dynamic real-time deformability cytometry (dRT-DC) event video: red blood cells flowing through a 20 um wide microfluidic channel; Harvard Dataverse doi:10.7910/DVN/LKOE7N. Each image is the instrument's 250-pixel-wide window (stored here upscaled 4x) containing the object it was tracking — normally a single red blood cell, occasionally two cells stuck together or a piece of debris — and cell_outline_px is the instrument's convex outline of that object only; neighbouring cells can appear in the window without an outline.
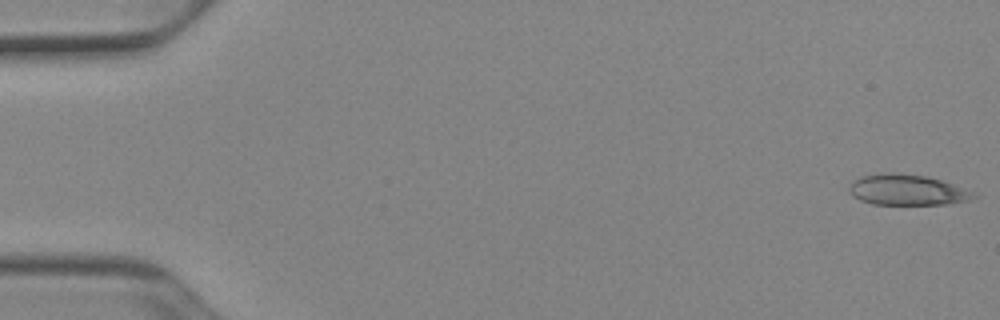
{"species": "Egyptian fruit bat (a non-hibernating species)", "species_latin": "Rousettus aegyptiacus", "temperature_condition": "cold", "stored_images_in_passage": 52, "camera_frame_rate_fps": 3000, "um_per_image_px": 0.085, "animal": {"sex": "female"}, "frame": {"image": 1, "passage_image": 1, "time_ms": 0.0, "image_size_px": [1000, 320], "cell_outline_px": [[980, 196], [972, 200], [948, 204], [872, 204], [860, 200], [852, 196], [848, 188], [852, 180], [860, 176], [880, 172], [896, 172], [924, 176], [940, 180], [952, 184], [972, 192]], "centroid_in_image_um": [77.06, 16.14], "position_along_channel_um": 7.9, "area_um2": 22.43}}
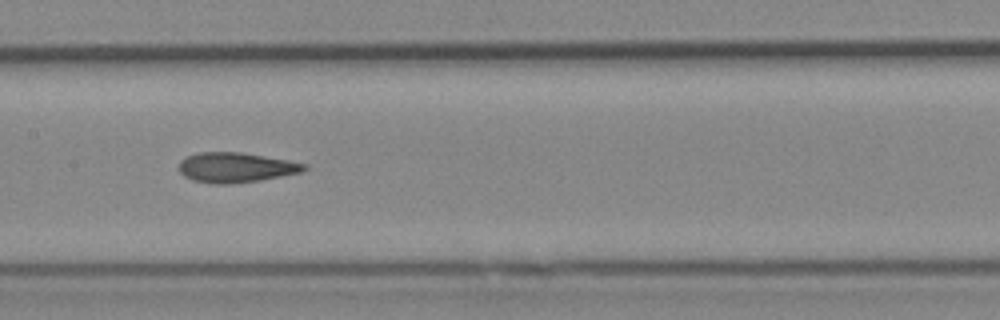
{"frame": {"image": 2, "passage_image": 26, "time_ms": 8.333, "image_size_px": [1000, 320], "cell_outline_px": [[308, 168], [304, 172], [260, 180], [228, 184], [212, 184], [192, 180], [184, 176], [180, 172], [180, 160], [184, 156], [196, 152], [240, 152], [288, 160], [308, 164]], "centroid_in_image_um": [20.05, 14.23], "position_along_channel_um": 187.4, "area_um2": 22.08}}
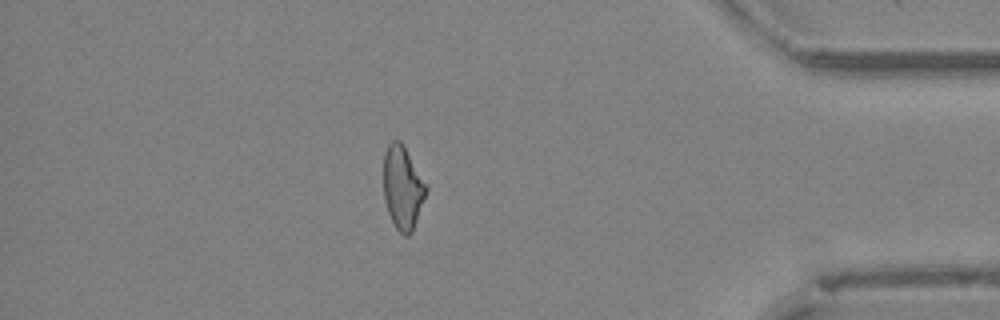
{"frame": {"image": 3, "passage_image": 45, "time_ms": 14.667, "image_size_px": [1000, 320], "cell_outline_px": [[428, 188], [412, 232], [408, 236], [404, 236], [396, 228], [388, 212], [384, 200], [384, 152], [388, 144], [392, 140], [400, 140], [404, 144], [428, 184]], "centroid_in_image_um": [34.24, 15.9], "position_along_channel_um": 401.0, "area_um2": 20.92}, "authors_computed_cell_mechanics": {"area_um2": 21.9062, "velocity_mm_per_s": 3.9353, "shape_relaxation_time_tau1_ms": null, "shape_relaxation_time_tau2_ms": 2.8676, "deformation_change_tau1": null, "deformation_change_tau2": 0.1067}}